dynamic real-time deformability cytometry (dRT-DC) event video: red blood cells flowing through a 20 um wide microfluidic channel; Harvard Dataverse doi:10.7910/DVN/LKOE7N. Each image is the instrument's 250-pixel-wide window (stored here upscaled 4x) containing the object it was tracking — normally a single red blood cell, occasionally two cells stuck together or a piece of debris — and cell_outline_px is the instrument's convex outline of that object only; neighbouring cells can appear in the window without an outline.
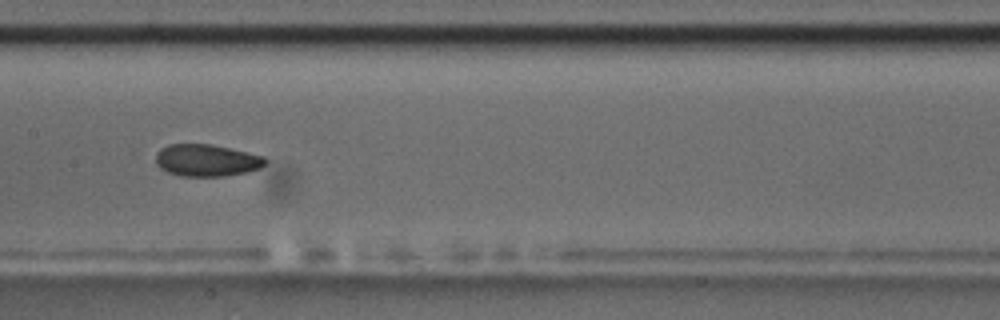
{"species": "common noctule bat (a hibernating species)", "species_latin": "Nyctalus noctula", "temperature_condition": "room temperature", "stored_images_in_passage": 13, "camera_frame_rate_fps": 3000, "um_per_image_px": 0.085, "animal": {"sex": "male", "body_mass_g": 17.5, "forearm_length_mm": 52.3}, "frame": {"image": 1, "passage_image": 8, "time_ms": 9.0, "image_size_px": [1000, 320], "cell_outline_px": [[268, 160], [260, 168], [248, 172], [224, 176], [180, 176], [168, 172], [160, 168], [156, 164], [156, 152], [160, 148], [168, 144], [212, 144], [248, 152], [264, 156]], "centroid_in_image_um": [17.56, 13.62], "position_along_channel_um": 189.8, "area_um2": 20.63}, "authors_computed_cell_mechanics": {"area_um2": 20.6346, "velocity_mm_per_s": 3.4458, "shape_relaxation_time_tau1_ms": 3.0916, "shape_relaxation_time_tau2_ms": 2.835, "deformation_change_tau1": 0.1584, "deformation_change_tau2": 0.0382}}